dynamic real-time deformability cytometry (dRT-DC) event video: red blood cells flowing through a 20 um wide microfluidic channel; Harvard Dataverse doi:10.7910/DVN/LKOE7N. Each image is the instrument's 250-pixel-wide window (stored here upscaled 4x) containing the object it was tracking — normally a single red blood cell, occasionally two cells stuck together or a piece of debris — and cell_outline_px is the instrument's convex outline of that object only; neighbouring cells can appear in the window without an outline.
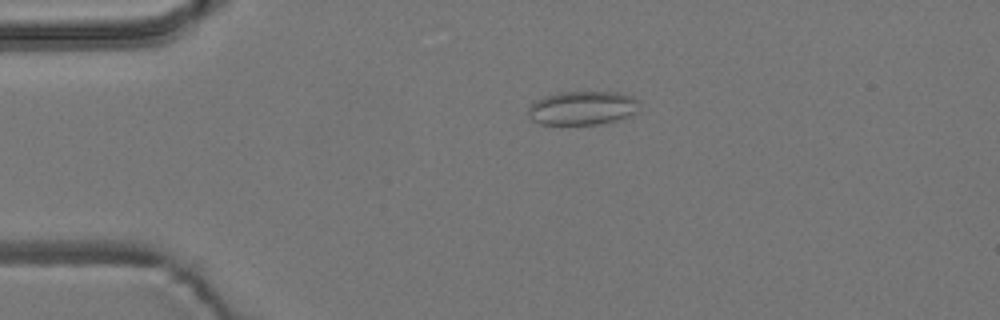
{"species": "common noctule bat (a hibernating species)", "species_latin": "Nyctalus noctula", "temperature_condition": "room temperature", "stored_images_in_passage": 5, "camera_frame_rate_fps": 3000, "um_per_image_px": 0.085, "animal": {"sex": "male", "body_mass_g": 19.2, "forearm_length_mm": 51.8}, "frame": {"image": 1, "passage_image": 4, "time_ms": 3.333, "image_size_px": [1000, 320], "cell_outline_px": [[636, 112], [628, 116], [616, 120], [600, 124], [540, 124], [532, 120], [528, 116], [528, 108], [536, 100], [544, 96], [560, 92], [616, 92], [632, 96], [636, 100]], "centroid_in_image_um": [49.45, 9.18], "position_along_channel_um": 35.5, "area_um2": 21.68}}